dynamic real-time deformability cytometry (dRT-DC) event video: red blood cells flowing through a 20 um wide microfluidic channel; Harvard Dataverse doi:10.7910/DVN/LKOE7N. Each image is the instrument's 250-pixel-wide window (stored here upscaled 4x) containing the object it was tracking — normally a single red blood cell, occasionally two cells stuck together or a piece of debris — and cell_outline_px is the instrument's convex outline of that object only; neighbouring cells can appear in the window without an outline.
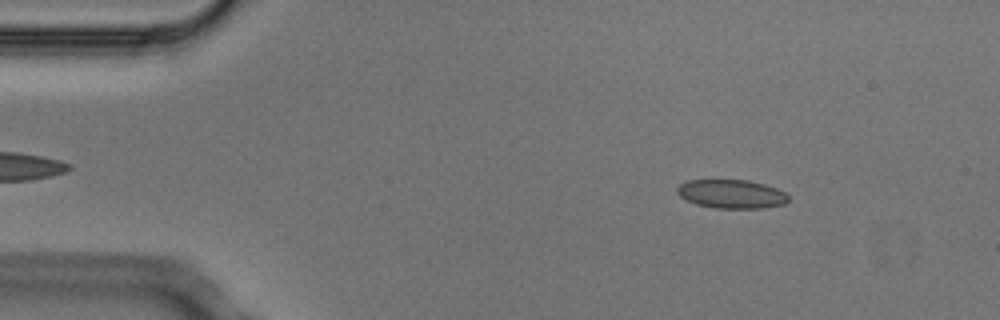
{"species": "Egyptian fruit bat (a non-hibernating species)", "species_latin": "Rousettus aegyptiacus", "temperature_condition": "cold", "stored_images_in_passage": 2, "camera_frame_rate_fps": 3000, "um_per_image_px": 0.085, "animal": {"sex": "male"}, "frame": {"image": 1, "passage_image": 1, "time_ms": 0.0, "image_size_px": [1000, 320], "cell_outline_px": [[788, 200], [784, 204], [764, 208], [716, 208], [696, 204], [680, 196], [676, 192], [676, 188], [680, 184], [688, 180], [748, 180], [764, 184], [776, 188], [784, 192], [788, 196]], "centroid_in_image_um": [62.17, 16.49], "position_along_channel_um": 22.8, "area_um2": 18.55}}